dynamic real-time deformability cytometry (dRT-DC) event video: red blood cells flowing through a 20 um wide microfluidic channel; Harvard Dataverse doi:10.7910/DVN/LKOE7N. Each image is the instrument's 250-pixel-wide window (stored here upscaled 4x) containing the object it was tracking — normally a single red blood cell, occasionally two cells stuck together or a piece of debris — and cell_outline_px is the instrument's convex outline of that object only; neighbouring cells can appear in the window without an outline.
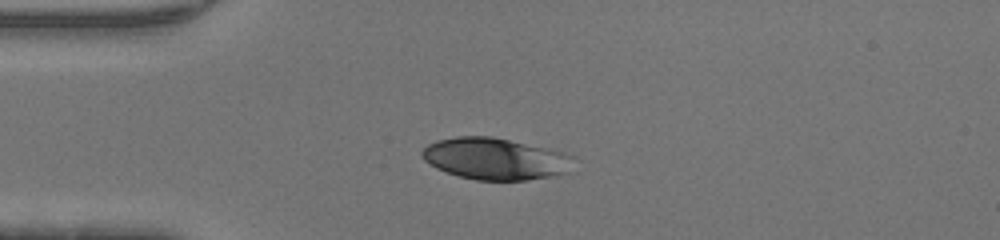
{"species": "human", "species_latin": "Homo sapiens", "temperature_condition": "warm", "stored_images_in_passage": 36, "camera_frame_rate_fps": 3000, "um_per_image_px": 0.085, "donor": {"sex": "male"}, "frame": {"image": 1, "passage_image": 1, "time_ms": 0.0, "image_size_px": [1000, 240], "cell_outline_px": [[576, 156], [568, 172], [552, 176], [528, 180], [476, 180], [460, 176], [436, 168], [424, 160], [420, 156], [420, 152], [428, 144], [436, 140], [456, 136], [492, 136], [564, 152]], "centroid_in_image_um": [42.09, 13.49], "position_along_channel_um": 42.9, "area_um2": 36.93}}
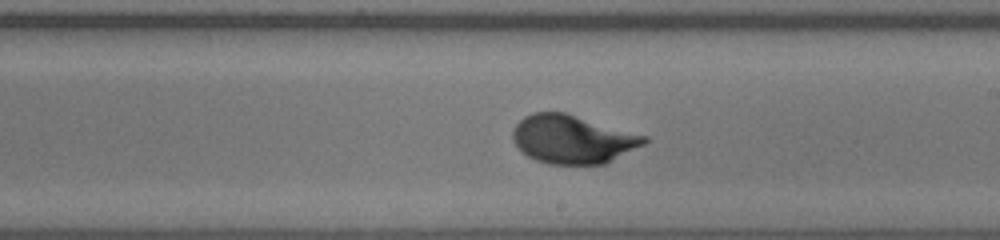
{"frame": {"image": 2, "passage_image": 16, "time_ms": 5.0, "image_size_px": [1000, 240], "cell_outline_px": [[648, 140], [644, 144], [604, 164], [548, 164], [536, 160], [528, 156], [512, 140], [512, 132], [516, 124], [524, 116], [532, 112], [564, 112], [648, 136]], "centroid_in_image_um": [48.66, 11.83], "position_along_channel_um": 240.3, "area_um2": 36.88}}
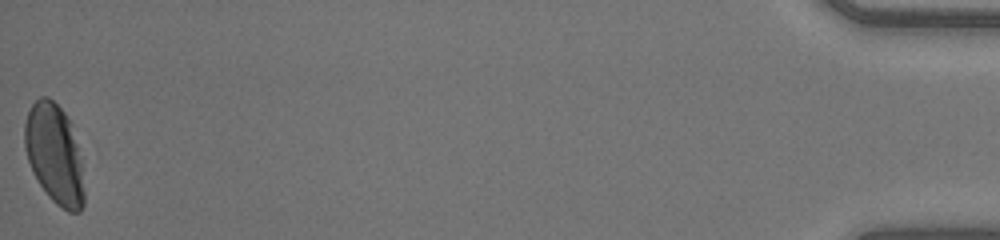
{"frame": {"image": 3, "passage_image": 36, "time_ms": 11.667, "image_size_px": [1000, 240], "cell_outline_px": [[84, 204], [80, 212], [68, 212], [56, 204], [48, 196], [32, 172], [24, 148], [24, 124], [28, 112], [32, 104], [40, 96], [48, 96], [64, 112], [72, 124], [80, 160], [84, 192]], "centroid_in_image_um": [4.61, 13.1], "position_along_channel_um": 430.6, "area_um2": 34.51}}